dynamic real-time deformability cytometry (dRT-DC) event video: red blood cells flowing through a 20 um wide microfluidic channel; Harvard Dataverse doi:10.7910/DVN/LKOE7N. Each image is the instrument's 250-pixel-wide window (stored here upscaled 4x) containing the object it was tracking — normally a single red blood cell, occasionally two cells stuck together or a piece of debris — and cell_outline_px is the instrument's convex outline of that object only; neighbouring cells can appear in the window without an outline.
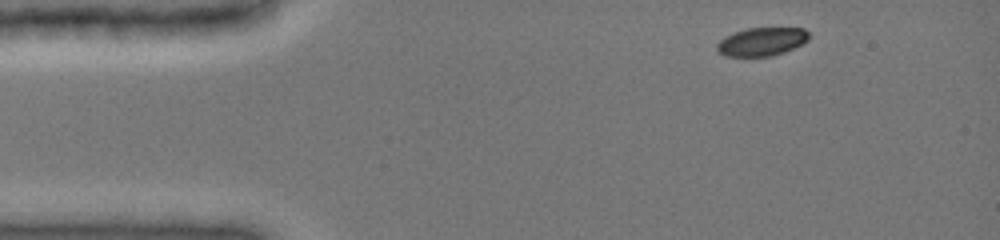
{"species": "common noctule bat (a hibernating species)", "species_latin": "Nyctalus noctula", "temperature_condition": "cold", "stored_images_in_passage": 4, "camera_frame_rate_fps": 3000, "um_per_image_px": 0.085, "animal": {"sex": "female", "body_mass_g": 19.0, "forearm_length_mm": 51.5}, "frame": {"image": 1, "passage_image": 1, "time_ms": 0.0, "image_size_px": [1000, 240], "cell_outline_px": [[808, 40], [784, 52], [772, 56], [724, 56], [716, 48], [716, 44], [724, 36], [748, 28], [804, 28], [808, 32]], "centroid_in_image_um": [64.72, 3.54], "position_along_channel_um": 20.3, "area_um2": 15.03}}
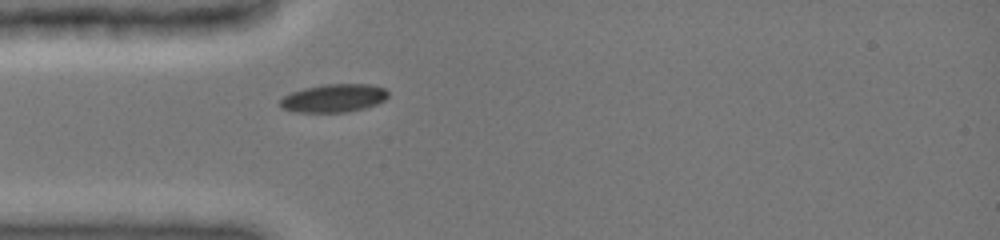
{"frame": {"image": 2, "passage_image": 4, "time_ms": 2.667, "image_size_px": [1000, 240], "cell_outline_px": [[388, 96], [384, 100], [376, 104], [364, 108], [344, 112], [296, 112], [284, 108], [280, 104], [280, 100], [284, 96], [292, 92], [304, 88], [324, 84], [368, 84], [384, 88], [388, 92]], "centroid_in_image_um": [28.38, 8.33], "position_along_channel_um": 56.6, "area_um2": 17.51}}